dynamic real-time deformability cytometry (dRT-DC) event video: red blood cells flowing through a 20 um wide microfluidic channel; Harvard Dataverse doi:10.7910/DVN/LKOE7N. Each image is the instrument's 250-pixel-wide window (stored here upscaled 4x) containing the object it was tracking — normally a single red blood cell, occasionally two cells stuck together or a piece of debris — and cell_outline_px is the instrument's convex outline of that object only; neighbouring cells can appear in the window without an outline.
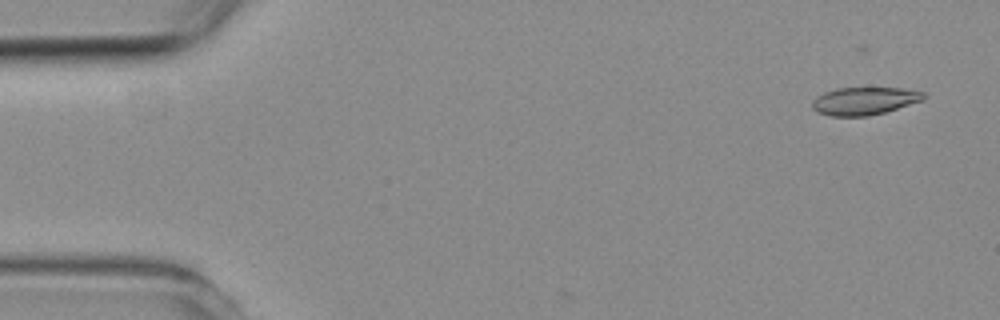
{"species": "common noctule bat (a hibernating species)", "species_latin": "Nyctalus noctula", "temperature_condition": "room temperature", "stored_images_in_passage": 6, "camera_frame_rate_fps": 3000, "um_per_image_px": 0.085, "animal": {"sex": "female", "body_mass_g": 19.3, "forearm_length_mm": 54.1}, "frame": {"image": 1, "passage_image": 1, "time_ms": 0.0, "image_size_px": [1000, 320], "cell_outline_px": [[924, 100], [884, 112], [868, 116], [832, 116], [816, 112], [812, 108], [812, 100], [824, 92], [836, 88], [904, 88], [924, 92]], "centroid_in_image_um": [73.45, 8.58], "position_along_channel_um": 11.6, "area_um2": 17.98}}
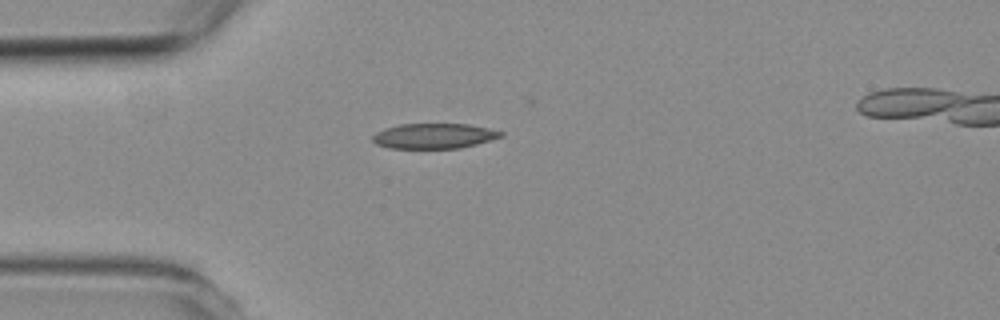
{"frame": {"image": 2, "passage_image": 4, "time_ms": 3.667, "image_size_px": [1000, 320], "cell_outline_px": [[504, 136], [476, 144], [460, 148], [388, 148], [376, 144], [372, 140], [372, 136], [376, 132], [384, 128], [400, 124], [468, 124], [488, 128], [504, 132]], "centroid_in_image_um": [36.88, 11.55], "position_along_channel_um": 48.1, "area_um2": 18.84}}
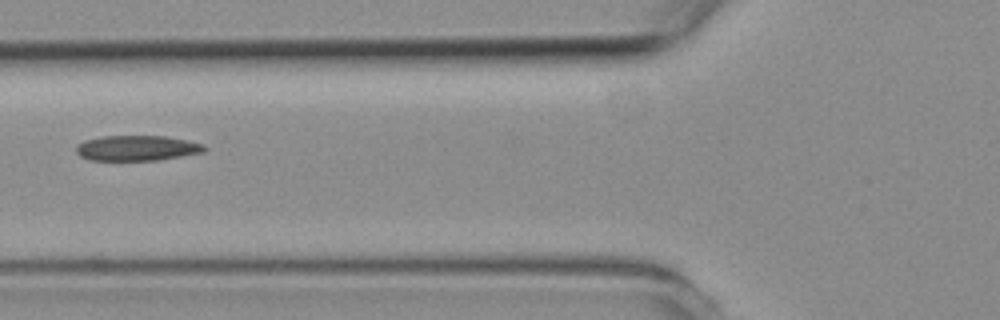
{"frame": {"image": 3, "passage_image": 6, "time_ms": 5.667, "image_size_px": [1000, 320], "cell_outline_px": [[208, 148], [204, 152], [160, 160], [88, 160], [80, 156], [76, 152], [76, 148], [84, 140], [100, 136], [164, 136], [188, 140], [204, 144]], "centroid_in_image_um": [11.67, 12.59], "position_along_channel_um": 114.1, "area_um2": 19.02}}